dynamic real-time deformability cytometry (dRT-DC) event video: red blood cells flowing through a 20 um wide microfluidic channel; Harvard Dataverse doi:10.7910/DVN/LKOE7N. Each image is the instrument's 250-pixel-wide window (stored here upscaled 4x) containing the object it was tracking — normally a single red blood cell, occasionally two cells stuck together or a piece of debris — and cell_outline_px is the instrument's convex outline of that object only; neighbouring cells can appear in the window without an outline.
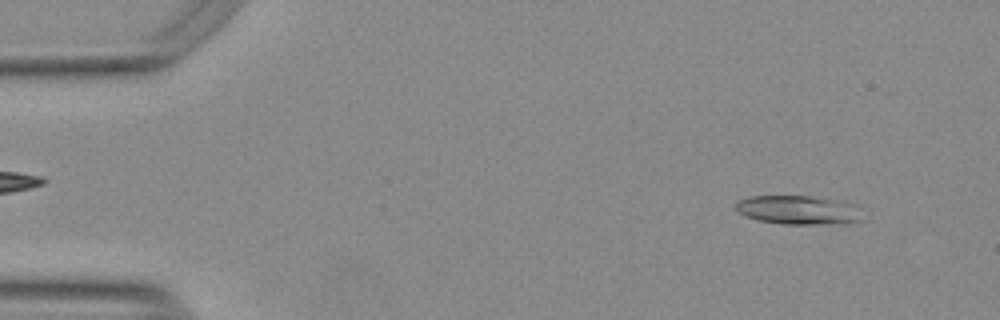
{"species": "Egyptian fruit bat (a non-hibernating species)", "species_latin": "Rousettus aegyptiacus", "temperature_condition": "warm", "stored_images_in_passage": 42, "camera_frame_rate_fps": 3000, "um_per_image_px": 0.085, "animal": {"sex": "female"}, "frame": {"image": 1, "passage_image": 4, "time_ms": 1.0, "image_size_px": [1000, 320], "cell_outline_px": [[860, 220], [844, 224], [784, 224], [760, 220], [744, 216], [736, 208], [736, 204], [740, 200], [748, 196], [812, 196], [832, 200]], "centroid_in_image_um": [67.55, 17.86], "position_along_channel_um": 17.5, "area_um2": 19.71}}
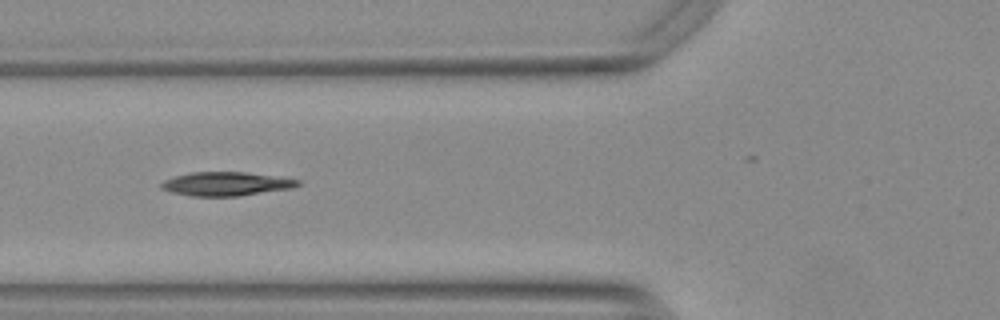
{"frame": {"image": 2, "passage_image": 19, "time_ms": 6.0, "image_size_px": [1000, 320], "cell_outline_px": [[300, 184], [292, 188], [236, 196], [192, 196], [172, 192], [160, 188], [160, 184], [164, 180], [176, 176], [192, 172], [244, 172], [300, 180]], "centroid_in_image_um": [19.18, 15.63], "position_along_channel_um": 106.6, "area_um2": 18.61}}
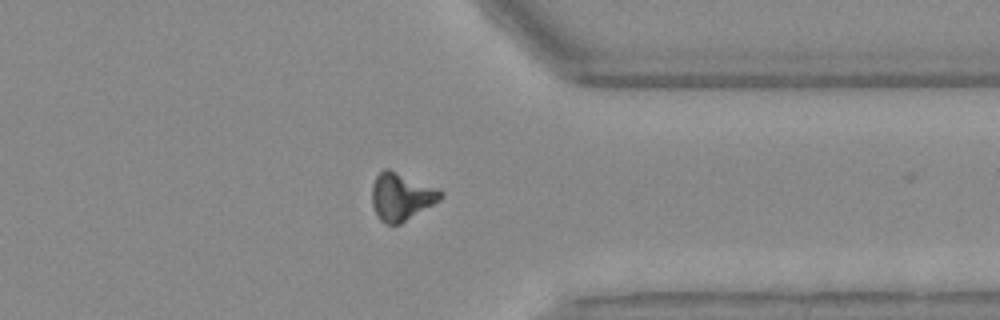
{"frame": {"image": 3, "passage_image": 41, "time_ms": 13.333, "image_size_px": [1000, 320], "cell_outline_px": [[444, 192], [440, 200], [400, 224], [388, 224], [380, 220], [372, 204], [372, 188], [376, 176], [384, 168], [388, 168]], "centroid_in_image_um": [34.08, 16.72], "position_along_channel_um": 377.3, "area_um2": 18.55}}